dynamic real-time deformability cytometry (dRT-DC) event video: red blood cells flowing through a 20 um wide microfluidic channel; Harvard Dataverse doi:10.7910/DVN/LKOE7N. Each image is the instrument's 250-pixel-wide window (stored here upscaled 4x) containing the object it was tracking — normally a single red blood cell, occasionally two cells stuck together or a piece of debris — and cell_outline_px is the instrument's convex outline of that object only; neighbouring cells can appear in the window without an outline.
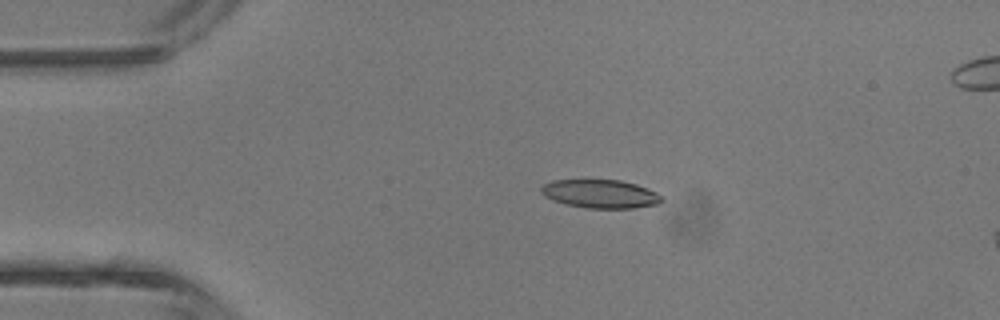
{"species": "common noctule bat (a hibernating species)", "species_latin": "Nyctalus noctula", "temperature_condition": "room temperature", "stored_images_in_passage": 4, "camera_frame_rate_fps": 3000, "um_per_image_px": 0.085, "animal": {"sex": "male", "body_mass_g": 13.3}, "frame": {"image": 1, "passage_image": 2, "time_ms": 1.333, "image_size_px": [1000, 320], "cell_outline_px": [[664, 200], [660, 204], [632, 208], [588, 208], [564, 204], [552, 200], [544, 196], [540, 192], [540, 188], [544, 184], [552, 180], [620, 180], [636, 184], [648, 188], [656, 192]], "centroid_in_image_um": [51.02, 16.48], "position_along_channel_um": 34.0, "area_um2": 20.11}}